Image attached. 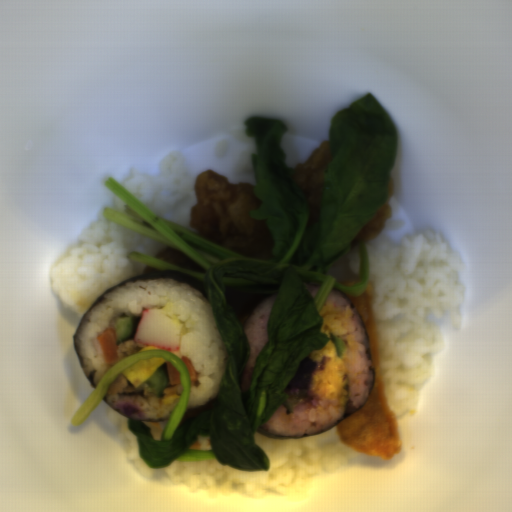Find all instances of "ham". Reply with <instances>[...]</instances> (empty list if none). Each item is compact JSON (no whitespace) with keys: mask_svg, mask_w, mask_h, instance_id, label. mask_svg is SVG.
Segmentation results:
<instances>
[{"mask_svg":"<svg viewBox=\"0 0 512 512\" xmlns=\"http://www.w3.org/2000/svg\"><path fill=\"white\" fill-rule=\"evenodd\" d=\"M128 386V379L122 374L111 384L107 395H119L126 393Z\"/></svg>","mask_w":512,"mask_h":512,"instance_id":"obj_1","label":"ham"}]
</instances>
